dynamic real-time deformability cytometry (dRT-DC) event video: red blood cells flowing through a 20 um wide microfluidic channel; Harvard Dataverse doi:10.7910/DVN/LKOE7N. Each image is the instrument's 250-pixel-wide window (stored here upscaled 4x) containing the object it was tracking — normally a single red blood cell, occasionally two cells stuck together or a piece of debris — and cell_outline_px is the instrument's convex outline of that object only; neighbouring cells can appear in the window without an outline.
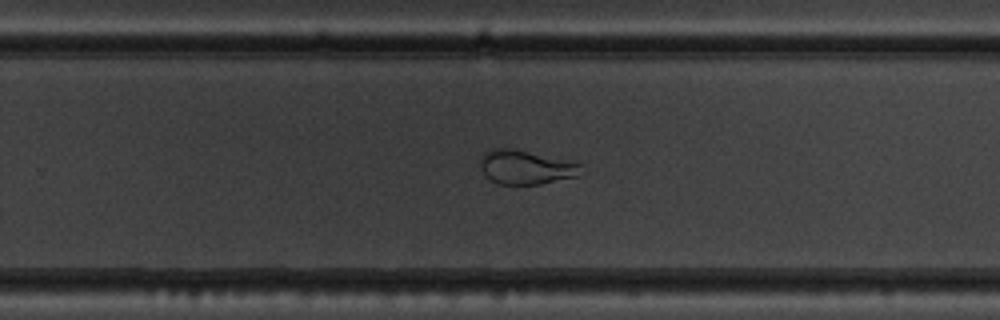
{"species": "common noctule bat (a hibernating species)", "species_latin": "Nyctalus noctula", "temperature_condition": "warm", "stored_images_in_passage": 47, "segment_of_instrument_passage": [1, 2], "camera_frame_rate_fps": 3000, "um_per_image_px": 0.085, "animal": {"sex": "male", "body_mass_g": 19.5, "forearm_length_mm": 54.6}, "frame": {"image": 1, "passage_image": 35, "time_ms": 11.333, "image_size_px": [1000, 320], "cell_outline_px": [[580, 176], [540, 184], [496, 184], [484, 176], [480, 168], [480, 156], [484, 152], [492, 148], [512, 148], [564, 160], [580, 164]], "centroid_in_image_um": [44.61, 14.22], "position_along_channel_um": 285.2, "area_um2": 20.0}}
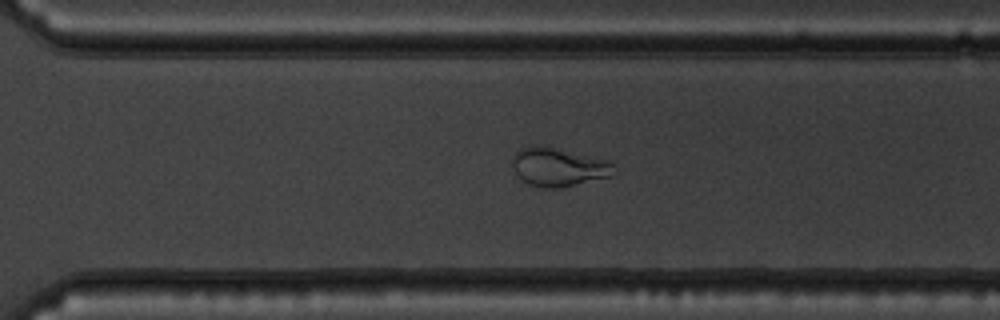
{"frame": {"image": 2, "passage_image": 38, "time_ms": 12.333, "image_size_px": [1000, 320], "cell_outline_px": [[616, 172], [612, 176], [560, 188], [540, 188], [528, 184], [520, 180], [512, 164], [512, 156], [520, 148], [532, 144], [548, 144], [612, 160]], "centroid_in_image_um": [47.49, 14.15], "position_along_channel_um": 323.1, "area_um2": 23.99}}
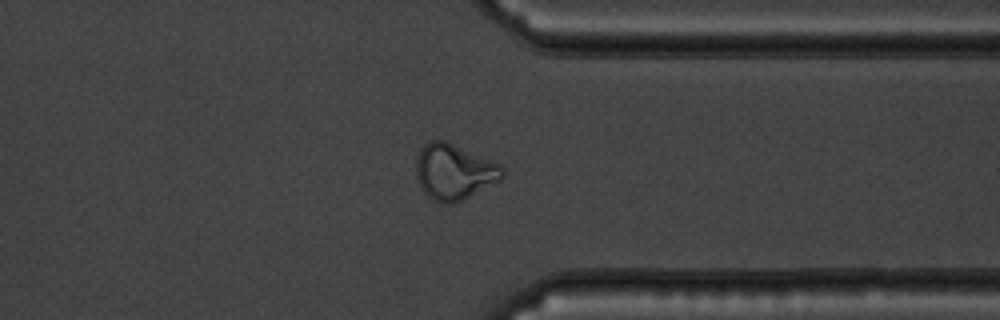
{"frame": {"image": 3, "passage_image": 42, "time_ms": 13.667, "image_size_px": [1000, 320], "cell_outline_px": [[504, 176], [500, 180], [456, 204], [444, 204], [432, 200], [424, 192], [416, 176], [416, 160], [420, 148], [424, 144], [432, 140], [448, 140], [500, 164], [504, 168]], "centroid_in_image_um": [38.6, 14.6], "position_along_channel_um": 372.8, "area_um2": 28.38}}